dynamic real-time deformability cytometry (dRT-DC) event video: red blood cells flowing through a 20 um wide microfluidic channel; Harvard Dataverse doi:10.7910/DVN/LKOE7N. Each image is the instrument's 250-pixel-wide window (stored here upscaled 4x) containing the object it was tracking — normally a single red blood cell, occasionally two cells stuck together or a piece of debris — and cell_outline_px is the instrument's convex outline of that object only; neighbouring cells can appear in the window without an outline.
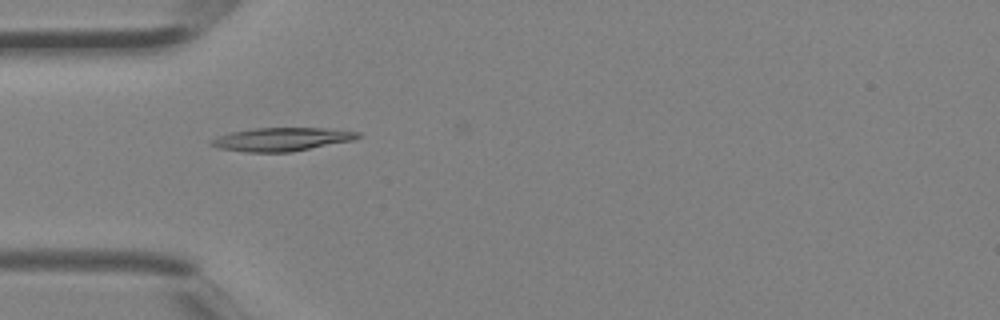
{"species": "Egyptian fruit bat (a non-hibernating species)", "species_latin": "Rousettus aegyptiacus", "temperature_condition": "room temperature", "stored_images_in_passage": 3, "camera_frame_rate_fps": 3000, "um_per_image_px": 0.085, "animal": {"sex": "female"}, "frame": {"image": 1, "passage_image": 2, "time_ms": 0.333, "image_size_px": [1000, 320], "cell_outline_px": [[360, 136], [352, 140], [292, 152], [248, 152], [220, 148], [208, 144], [212, 140], [220, 136], [232, 132], [252, 128], [324, 128], [360, 132]], "centroid_in_image_um": [23.95, 11.84], "position_along_channel_um": 61.1, "area_um2": 19.71}}
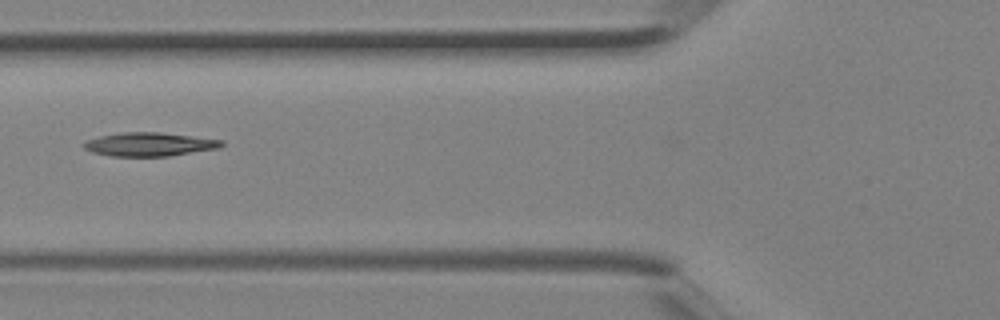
{"frame": {"image": 2, "passage_image": 3, "time_ms": 0.667, "image_size_px": [1000, 320], "cell_outline_px": [[224, 144], [220, 148], [168, 156], [112, 156], [92, 152], [84, 148], [84, 140], [100, 136], [124, 132], [160, 132], [224, 140]], "centroid_in_image_um": [12.71, 12.26], "position_along_channel_um": 113.1, "area_um2": 18.96}}